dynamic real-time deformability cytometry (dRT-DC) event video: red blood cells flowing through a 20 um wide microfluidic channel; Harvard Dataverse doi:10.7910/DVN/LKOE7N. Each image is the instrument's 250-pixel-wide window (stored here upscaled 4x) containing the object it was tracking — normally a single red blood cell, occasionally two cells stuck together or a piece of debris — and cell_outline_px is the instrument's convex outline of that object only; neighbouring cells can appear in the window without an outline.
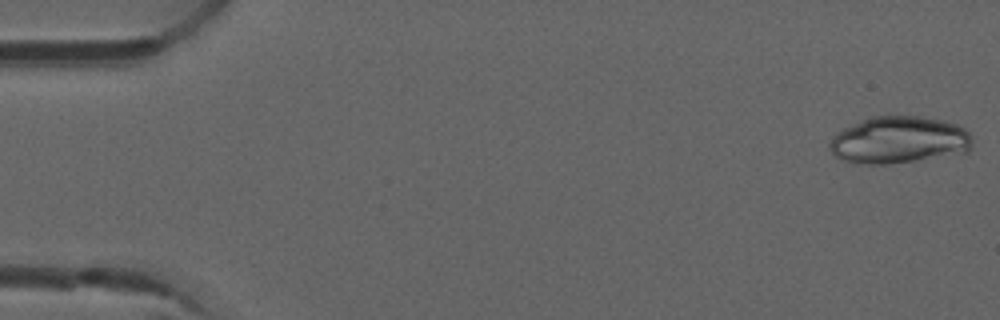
{"species": "common noctule bat (a hibernating species)", "species_latin": "Nyctalus noctula", "temperature_condition": "room temperature", "stored_images_in_passage": 51, "camera_frame_rate_fps": 3000, "um_per_image_px": 0.085, "animal": {"sex": "male", "forearm_length_mm": 52.5}, "frame": {"image": 1, "passage_image": 1, "time_ms": 0.0, "image_size_px": [1000, 320], "cell_outline_px": [[972, 148], [968, 152], [888, 164], [868, 164], [844, 160], [836, 156], [828, 148], [828, 144], [836, 132], [852, 124], [872, 116], [920, 116], [944, 120], [956, 124], [964, 128], [972, 136]], "centroid_in_image_um": [76.43, 11.89], "position_along_channel_um": 8.6, "area_um2": 39.07}}